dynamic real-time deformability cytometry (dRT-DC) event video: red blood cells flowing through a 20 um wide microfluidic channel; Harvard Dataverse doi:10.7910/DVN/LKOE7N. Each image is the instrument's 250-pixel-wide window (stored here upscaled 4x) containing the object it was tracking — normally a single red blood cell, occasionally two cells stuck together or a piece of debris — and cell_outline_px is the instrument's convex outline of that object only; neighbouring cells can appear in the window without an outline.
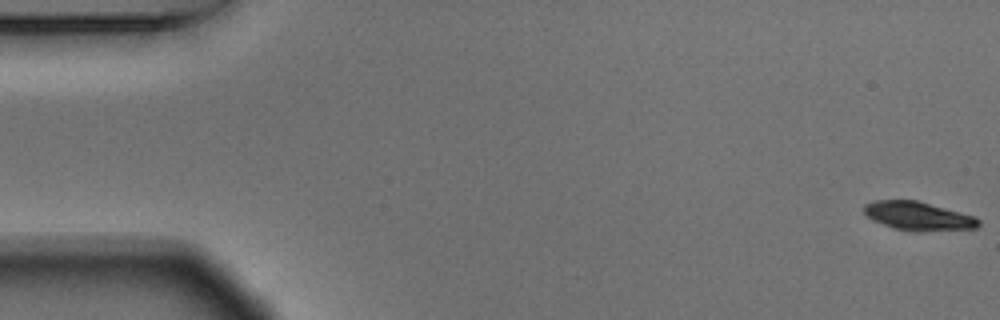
{"species": "Egyptian fruit bat (a non-hibernating species)", "species_latin": "Rousettus aegyptiacus", "temperature_condition": "warm", "stored_images_in_passage": 55, "camera_frame_rate_fps": 3000, "um_per_image_px": 0.085, "animal": {"sex": "male"}, "frame": {"image": 1, "passage_image": 1, "time_ms": 0.0, "image_size_px": [1000, 320], "cell_outline_px": [[980, 224], [976, 228], [924, 232], [916, 232], [892, 228], [872, 220], [864, 212], [864, 204], [872, 200], [916, 200], [976, 216], [980, 220]], "centroid_in_image_um": [78.05, 18.37], "position_along_channel_um": 6.9, "area_um2": 19.36}}
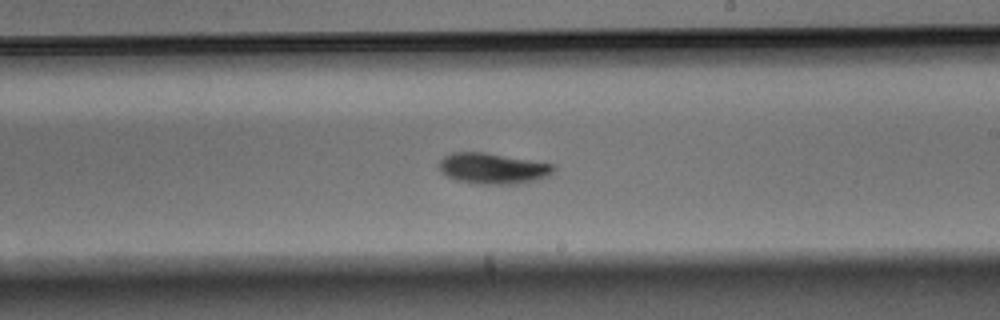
{"frame": {"image": 2, "passage_image": 32, "time_ms": 10.333, "image_size_px": [1000, 320], "cell_outline_px": [[556, 168], [548, 176], [536, 180], [520, 184], [476, 184], [456, 180], [440, 172], [440, 160], [444, 156], [452, 152], [484, 152], [556, 164]], "centroid_in_image_um": [41.92, 14.32], "position_along_channel_um": 247.1, "area_um2": 20.75}}
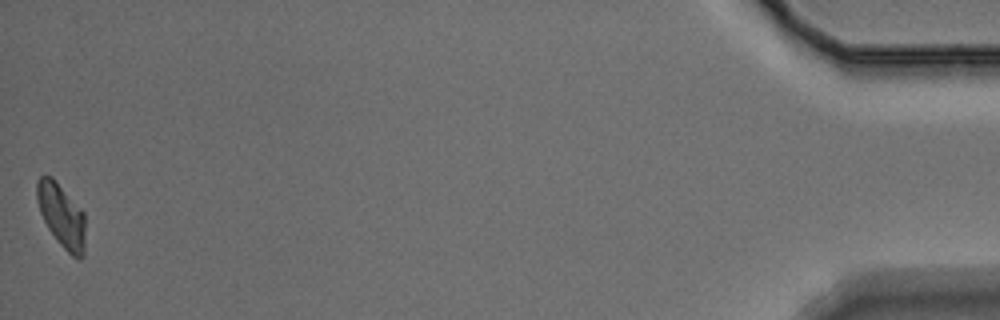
{"frame": {"image": 3, "passage_image": 55, "time_ms": 18.0, "image_size_px": [1000, 320], "cell_outline_px": [[84, 256], [80, 260], [72, 256], [56, 240], [48, 228], [40, 212], [36, 200], [36, 180], [40, 176], [52, 176], [84, 212]], "centroid_in_image_um": [5.21, 18.32], "position_along_channel_um": 430.0, "area_um2": 17.98}, "authors_computed_cell_mechanics": {"area_um2": 19.652, "velocity_mm_per_s": 3.6672, "shape_relaxation_time_tau1_ms": 2.5921, "shape_relaxation_time_tau2_ms": null, "deformation_change_tau1": 0.107, "deformation_change_tau2": null}}